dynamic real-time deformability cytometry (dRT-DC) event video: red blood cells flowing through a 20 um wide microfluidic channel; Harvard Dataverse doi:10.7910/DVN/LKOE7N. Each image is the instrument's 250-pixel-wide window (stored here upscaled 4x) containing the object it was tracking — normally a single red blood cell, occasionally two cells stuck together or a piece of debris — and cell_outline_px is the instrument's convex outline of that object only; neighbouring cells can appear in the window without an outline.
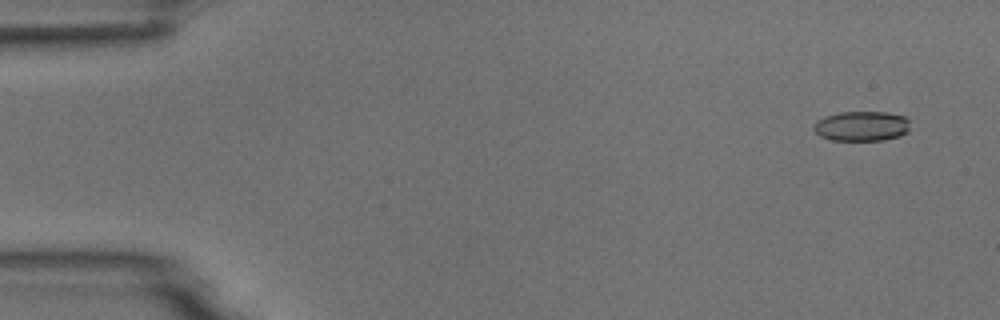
{"species": "common noctule bat (a hibernating species)", "species_latin": "Nyctalus noctula", "temperature_condition": "room temperature", "stored_images_in_passage": 5, "camera_frame_rate_fps": 3000, "um_per_image_px": 0.085, "animal": {"sex": "male", "body_mass_g": 18.8}, "frame": {"image": 1, "passage_image": 1, "time_ms": 0.0, "image_size_px": [1000, 320], "cell_outline_px": [[908, 132], [900, 136], [884, 140], [832, 140], [820, 136], [812, 128], [816, 120], [824, 116], [840, 112], [888, 112], [904, 116], [908, 120]], "centroid_in_image_um": [73.22, 10.71], "position_along_channel_um": 11.8, "area_um2": 16.88}}
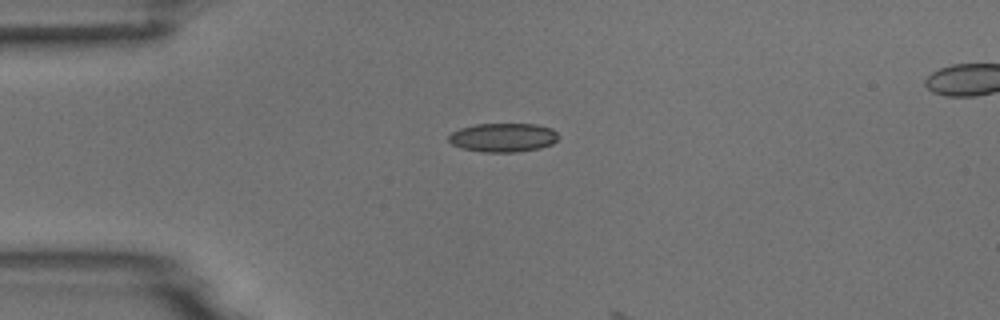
{"frame": {"image": 2, "passage_image": 4, "time_ms": 3.333, "image_size_px": [1000, 320], "cell_outline_px": [[560, 136], [552, 144], [540, 148], [516, 152], [484, 152], [460, 148], [452, 144], [448, 140], [448, 136], [452, 132], [460, 128], [476, 124], [536, 124], [552, 128]], "centroid_in_image_um": [42.77, 11.69], "position_along_channel_um": 42.2, "area_um2": 18.55}}